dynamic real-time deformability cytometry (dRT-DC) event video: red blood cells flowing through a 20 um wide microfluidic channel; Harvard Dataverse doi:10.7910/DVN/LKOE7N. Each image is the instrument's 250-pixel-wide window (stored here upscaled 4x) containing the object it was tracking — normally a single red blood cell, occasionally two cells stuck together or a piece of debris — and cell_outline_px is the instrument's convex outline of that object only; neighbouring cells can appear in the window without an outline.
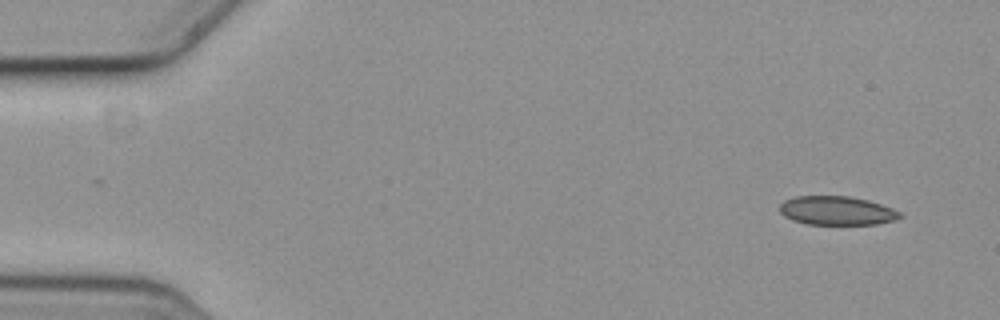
{"species": "common noctule bat (a hibernating species)", "species_latin": "Nyctalus noctula", "temperature_condition": "cold", "stored_images_in_passage": 9, "camera_frame_rate_fps": 3000, "um_per_image_px": 0.085, "animal": {"sex": "female", "body_mass_g": 19.3, "forearm_length_mm": 54.1}, "frame": {"image": 1, "passage_image": 1, "time_ms": 0.0, "image_size_px": [1000, 320], "cell_outline_px": [[904, 216], [896, 220], [876, 224], [808, 224], [792, 220], [784, 216], [780, 212], [780, 204], [784, 200], [796, 196], [848, 196], [868, 200], [892, 208], [900, 212]], "centroid_in_image_um": [71.13, 17.9], "position_along_channel_um": 13.9, "area_um2": 20.23}}
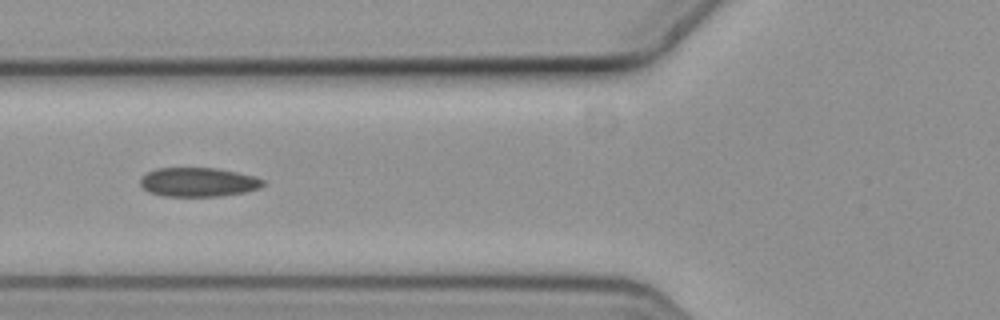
{"frame": {"image": 2, "passage_image": 6, "time_ms": 1.667, "image_size_px": [1000, 320], "cell_outline_px": [[264, 184], [260, 188], [244, 192], [220, 196], [160, 196], [148, 192], [140, 184], [140, 180], [148, 172], [156, 168], [216, 168], [256, 176], [264, 180]], "centroid_in_image_um": [16.86, 15.48], "position_along_channel_um": 108.9, "area_um2": 20.81}}
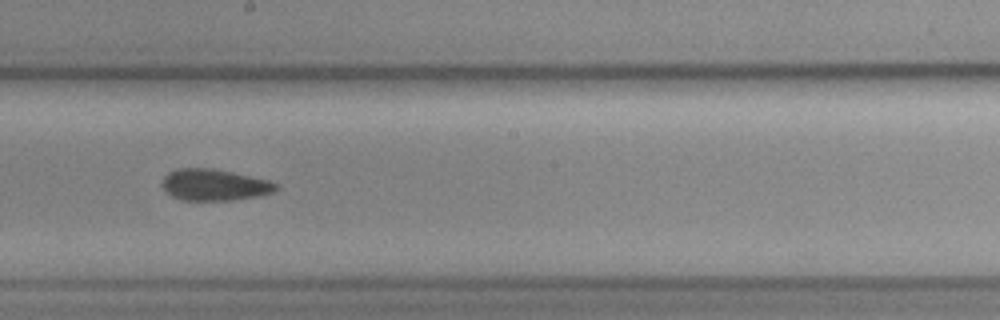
{"frame": {"image": 3, "passage_image": 9, "time_ms": 2.667, "image_size_px": [1000, 320], "cell_outline_px": [[280, 188], [272, 192], [260, 196], [232, 200], [180, 200], [172, 196], [160, 184], [164, 176], [168, 172], [176, 168], [212, 168], [232, 172], [268, 180], [276, 184]], "centroid_in_image_um": [18.2, 15.71], "position_along_channel_um": 230.0, "area_um2": 20.92}}